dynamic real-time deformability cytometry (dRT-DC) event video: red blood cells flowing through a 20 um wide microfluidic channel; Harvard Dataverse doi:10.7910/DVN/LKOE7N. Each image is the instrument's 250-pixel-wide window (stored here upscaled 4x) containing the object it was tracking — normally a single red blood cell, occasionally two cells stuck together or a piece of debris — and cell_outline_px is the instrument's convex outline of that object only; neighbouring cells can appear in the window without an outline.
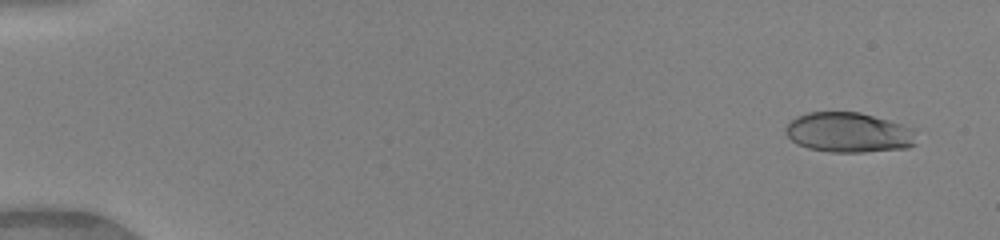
{"species": "human", "species_latin": "Homo sapiens", "temperature_condition": "warm", "stored_images_in_passage": 9, "camera_frame_rate_fps": 3000, "um_per_image_px": 0.085, "donor": {"sex": "female"}, "frame": {"image": 1, "passage_image": 1, "time_ms": 0.0, "image_size_px": [1000, 240], "cell_outline_px": [[916, 144], [908, 148], [864, 152], [828, 152], [808, 148], [796, 144], [784, 132], [784, 128], [788, 120], [796, 116], [808, 112], [860, 112], [916, 128]], "centroid_in_image_um": [72.14, 11.26], "position_along_channel_um": 12.9, "area_um2": 31.04}}